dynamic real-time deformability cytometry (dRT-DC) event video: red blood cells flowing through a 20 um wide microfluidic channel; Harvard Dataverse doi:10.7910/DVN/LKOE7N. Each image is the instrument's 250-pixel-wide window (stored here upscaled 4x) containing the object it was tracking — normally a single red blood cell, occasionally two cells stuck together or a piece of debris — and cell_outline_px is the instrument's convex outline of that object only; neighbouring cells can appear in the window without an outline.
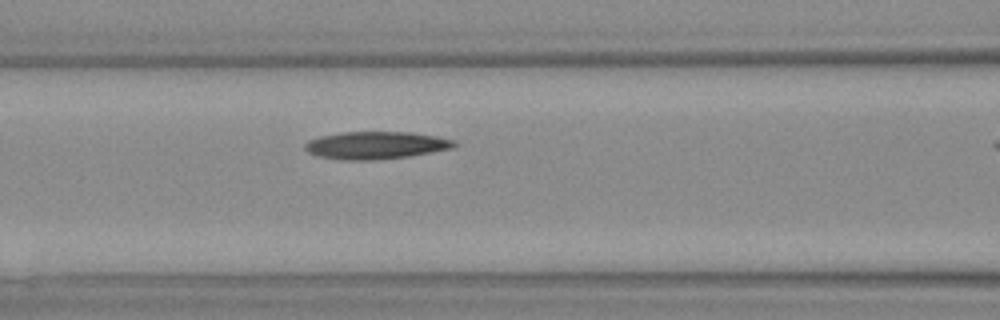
{"species": "Egyptian fruit bat (a non-hibernating species)", "species_latin": "Rousettus aegyptiacus", "temperature_condition": "warm", "stored_images_in_passage": 9, "camera_frame_rate_fps": 3000, "um_per_image_px": 0.085, "animal": {"sex": "female"}, "frame": {"image": 1, "passage_image": 8, "time_ms": 2.333, "image_size_px": [1000, 320], "cell_outline_px": [[456, 144], [452, 148], [408, 156], [376, 160], [340, 160], [316, 156], [308, 152], [304, 148], [304, 144], [308, 140], [320, 136], [344, 132], [412, 132], [436, 136], [452, 140]], "centroid_in_image_um": [31.88, 12.35], "position_along_channel_um": 134.7, "area_um2": 23.87}}